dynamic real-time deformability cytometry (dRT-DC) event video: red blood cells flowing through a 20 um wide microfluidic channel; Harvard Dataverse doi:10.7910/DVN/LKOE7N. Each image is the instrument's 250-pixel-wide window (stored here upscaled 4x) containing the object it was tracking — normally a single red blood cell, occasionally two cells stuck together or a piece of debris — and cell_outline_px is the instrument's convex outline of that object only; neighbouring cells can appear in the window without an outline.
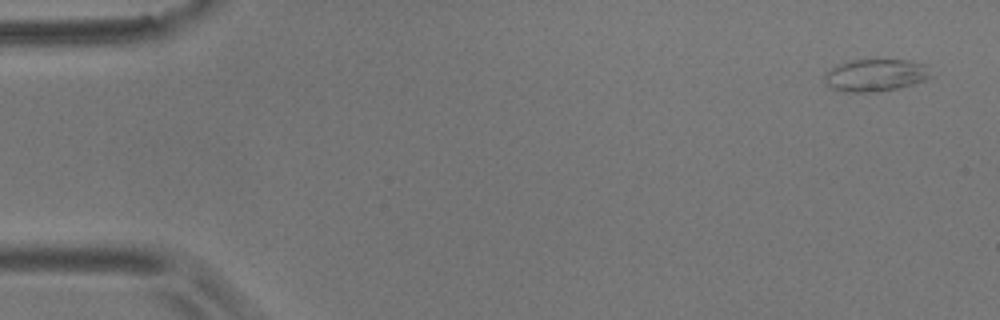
{"species": "common noctule bat (a hibernating species)", "species_latin": "Nyctalus noctula", "temperature_condition": "room temperature", "stored_images_in_passage": 5, "camera_frame_rate_fps": 3000, "um_per_image_px": 0.085, "animal": {"sex": "male", "body_mass_g": 17.9}, "frame": {"image": 1, "passage_image": 1, "time_ms": 0.0, "image_size_px": [1000, 320], "cell_outline_px": [[932, 76], [924, 80], [912, 84], [896, 88], [876, 92], [844, 92], [832, 88], [824, 80], [824, 72], [836, 64], [852, 60], [908, 60], [928, 64]], "centroid_in_image_um": [74.41, 6.38], "position_along_channel_um": 10.6, "area_um2": 20.17}}